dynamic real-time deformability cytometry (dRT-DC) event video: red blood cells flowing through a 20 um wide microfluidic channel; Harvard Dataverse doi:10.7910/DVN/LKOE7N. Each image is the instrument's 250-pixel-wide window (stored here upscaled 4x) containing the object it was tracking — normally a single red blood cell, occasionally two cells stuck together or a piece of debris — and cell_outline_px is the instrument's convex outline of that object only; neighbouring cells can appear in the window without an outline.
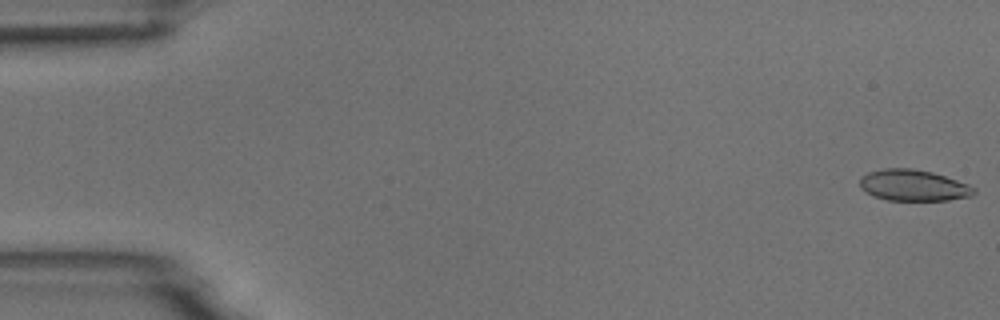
{"species": "common noctule bat (a hibernating species)", "species_latin": "Nyctalus noctula", "temperature_condition": "room temperature", "stored_images_in_passage": 6, "camera_frame_rate_fps": 3000, "um_per_image_px": 0.085, "animal": {"sex": "male", "body_mass_g": 18.8}, "frame": {"image": 1, "passage_image": 1, "time_ms": 0.0, "image_size_px": [1000, 320], "cell_outline_px": [[976, 192], [972, 196], [948, 200], [888, 200], [876, 196], [860, 188], [860, 176], [868, 172], [884, 168], [912, 168], [932, 172], [968, 184], [976, 188]], "centroid_in_image_um": [77.65, 15.75], "position_along_channel_um": 7.4, "area_um2": 20.69}}
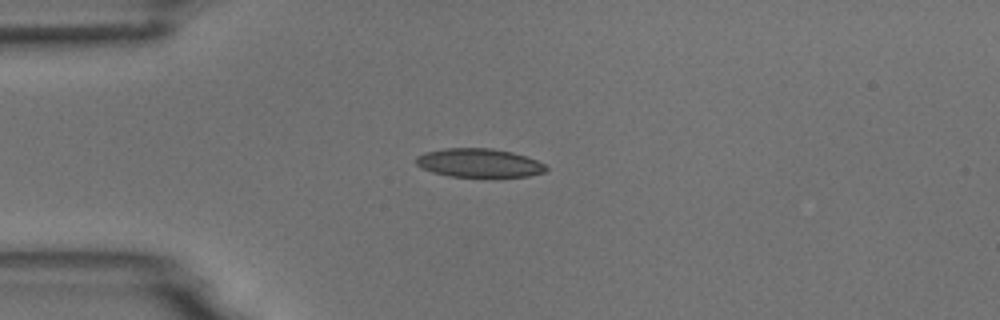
{"frame": {"image": 2, "passage_image": 4, "time_ms": 4.333, "image_size_px": [1000, 320], "cell_outline_px": [[548, 168], [544, 172], [528, 176], [448, 176], [432, 172], [416, 164], [416, 156], [424, 152], [444, 148], [492, 148], [512, 152], [536, 160], [544, 164]], "centroid_in_image_um": [40.69, 13.83], "position_along_channel_um": 44.3, "area_um2": 21.5}}